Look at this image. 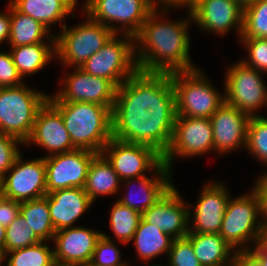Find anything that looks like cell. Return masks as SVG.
<instances>
[{"mask_svg":"<svg viewBox=\"0 0 267 266\" xmlns=\"http://www.w3.org/2000/svg\"><path fill=\"white\" fill-rule=\"evenodd\" d=\"M78 266H96V265H94L92 262H87Z\"/></svg>","mask_w":267,"mask_h":266,"instance_id":"obj_51","label":"cell"},{"mask_svg":"<svg viewBox=\"0 0 267 266\" xmlns=\"http://www.w3.org/2000/svg\"><path fill=\"white\" fill-rule=\"evenodd\" d=\"M167 257L170 264L167 266H202L194 253L191 241L187 237L174 239Z\"/></svg>","mask_w":267,"mask_h":266,"instance_id":"obj_38","label":"cell"},{"mask_svg":"<svg viewBox=\"0 0 267 266\" xmlns=\"http://www.w3.org/2000/svg\"><path fill=\"white\" fill-rule=\"evenodd\" d=\"M243 10L257 0H234Z\"/></svg>","mask_w":267,"mask_h":266,"instance_id":"obj_48","label":"cell"},{"mask_svg":"<svg viewBox=\"0 0 267 266\" xmlns=\"http://www.w3.org/2000/svg\"><path fill=\"white\" fill-rule=\"evenodd\" d=\"M46 41L11 47L13 63L22 78L41 71L50 60L56 57L55 39Z\"/></svg>","mask_w":267,"mask_h":266,"instance_id":"obj_27","label":"cell"},{"mask_svg":"<svg viewBox=\"0 0 267 266\" xmlns=\"http://www.w3.org/2000/svg\"><path fill=\"white\" fill-rule=\"evenodd\" d=\"M20 154L2 178L3 197L23 202L47 195L44 157L23 161Z\"/></svg>","mask_w":267,"mask_h":266,"instance_id":"obj_14","label":"cell"},{"mask_svg":"<svg viewBox=\"0 0 267 266\" xmlns=\"http://www.w3.org/2000/svg\"><path fill=\"white\" fill-rule=\"evenodd\" d=\"M176 116L170 73L137 71L116 89L112 138L151 146L163 156L171 143Z\"/></svg>","mask_w":267,"mask_h":266,"instance_id":"obj_1","label":"cell"},{"mask_svg":"<svg viewBox=\"0 0 267 266\" xmlns=\"http://www.w3.org/2000/svg\"><path fill=\"white\" fill-rule=\"evenodd\" d=\"M232 66V67H231ZM225 78V102L251 116L267 106V86L261 72L242 61L232 64Z\"/></svg>","mask_w":267,"mask_h":266,"instance_id":"obj_10","label":"cell"},{"mask_svg":"<svg viewBox=\"0 0 267 266\" xmlns=\"http://www.w3.org/2000/svg\"><path fill=\"white\" fill-rule=\"evenodd\" d=\"M64 120L76 149L102 153L112 139V108L91 102H50Z\"/></svg>","mask_w":267,"mask_h":266,"instance_id":"obj_3","label":"cell"},{"mask_svg":"<svg viewBox=\"0 0 267 266\" xmlns=\"http://www.w3.org/2000/svg\"><path fill=\"white\" fill-rule=\"evenodd\" d=\"M156 5H159L157 0H86L83 10L113 32L135 36ZM114 23H121L122 29Z\"/></svg>","mask_w":267,"mask_h":266,"instance_id":"obj_9","label":"cell"},{"mask_svg":"<svg viewBox=\"0 0 267 266\" xmlns=\"http://www.w3.org/2000/svg\"><path fill=\"white\" fill-rule=\"evenodd\" d=\"M210 119L216 153L223 155L246 147L248 114L224 102Z\"/></svg>","mask_w":267,"mask_h":266,"instance_id":"obj_20","label":"cell"},{"mask_svg":"<svg viewBox=\"0 0 267 266\" xmlns=\"http://www.w3.org/2000/svg\"><path fill=\"white\" fill-rule=\"evenodd\" d=\"M86 17L82 24L70 28L65 25L61 33L55 35L56 58L63 63L62 66L80 68L115 34L107 26L88 15Z\"/></svg>","mask_w":267,"mask_h":266,"instance_id":"obj_7","label":"cell"},{"mask_svg":"<svg viewBox=\"0 0 267 266\" xmlns=\"http://www.w3.org/2000/svg\"><path fill=\"white\" fill-rule=\"evenodd\" d=\"M6 260L7 266H56L54 249L46 241L7 252Z\"/></svg>","mask_w":267,"mask_h":266,"instance_id":"obj_31","label":"cell"},{"mask_svg":"<svg viewBox=\"0 0 267 266\" xmlns=\"http://www.w3.org/2000/svg\"><path fill=\"white\" fill-rule=\"evenodd\" d=\"M8 12L0 13V43H3L4 40L9 41V35H10V24H11V18H10V2L8 3Z\"/></svg>","mask_w":267,"mask_h":266,"instance_id":"obj_45","label":"cell"},{"mask_svg":"<svg viewBox=\"0 0 267 266\" xmlns=\"http://www.w3.org/2000/svg\"><path fill=\"white\" fill-rule=\"evenodd\" d=\"M100 231L75 226L57 231L52 242L55 244L54 259L57 266H78L92 259Z\"/></svg>","mask_w":267,"mask_h":266,"instance_id":"obj_19","label":"cell"},{"mask_svg":"<svg viewBox=\"0 0 267 266\" xmlns=\"http://www.w3.org/2000/svg\"><path fill=\"white\" fill-rule=\"evenodd\" d=\"M201 0H162L160 3L162 6L168 7L171 10L172 8L177 7H187V11H191Z\"/></svg>","mask_w":267,"mask_h":266,"instance_id":"obj_46","label":"cell"},{"mask_svg":"<svg viewBox=\"0 0 267 266\" xmlns=\"http://www.w3.org/2000/svg\"><path fill=\"white\" fill-rule=\"evenodd\" d=\"M102 154L112 164L121 182L145 176L146 171H155L162 155L145 144L127 143L112 138Z\"/></svg>","mask_w":267,"mask_h":266,"instance_id":"obj_12","label":"cell"},{"mask_svg":"<svg viewBox=\"0 0 267 266\" xmlns=\"http://www.w3.org/2000/svg\"><path fill=\"white\" fill-rule=\"evenodd\" d=\"M23 79L13 63L10 52L0 51V87L21 85Z\"/></svg>","mask_w":267,"mask_h":266,"instance_id":"obj_40","label":"cell"},{"mask_svg":"<svg viewBox=\"0 0 267 266\" xmlns=\"http://www.w3.org/2000/svg\"><path fill=\"white\" fill-rule=\"evenodd\" d=\"M10 18V47L45 42V37L55 39V35L50 34V30L41 22L19 12L11 3Z\"/></svg>","mask_w":267,"mask_h":266,"instance_id":"obj_29","label":"cell"},{"mask_svg":"<svg viewBox=\"0 0 267 266\" xmlns=\"http://www.w3.org/2000/svg\"><path fill=\"white\" fill-rule=\"evenodd\" d=\"M31 142L48 151L46 156L76 149L61 113L48 100L39 109L31 135L24 146L28 147Z\"/></svg>","mask_w":267,"mask_h":266,"instance_id":"obj_18","label":"cell"},{"mask_svg":"<svg viewBox=\"0 0 267 266\" xmlns=\"http://www.w3.org/2000/svg\"><path fill=\"white\" fill-rule=\"evenodd\" d=\"M200 194L193 214L189 210V222L192 221L189 232L219 234L230 193L222 182L211 181L203 186Z\"/></svg>","mask_w":267,"mask_h":266,"instance_id":"obj_16","label":"cell"},{"mask_svg":"<svg viewBox=\"0 0 267 266\" xmlns=\"http://www.w3.org/2000/svg\"><path fill=\"white\" fill-rule=\"evenodd\" d=\"M190 12L202 31L223 36L235 28L241 36L243 9L234 0H201Z\"/></svg>","mask_w":267,"mask_h":266,"instance_id":"obj_21","label":"cell"},{"mask_svg":"<svg viewBox=\"0 0 267 266\" xmlns=\"http://www.w3.org/2000/svg\"><path fill=\"white\" fill-rule=\"evenodd\" d=\"M257 177L255 186L253 187L254 191L258 194L260 200V214L261 221L265 232H267V172H264Z\"/></svg>","mask_w":267,"mask_h":266,"instance_id":"obj_42","label":"cell"},{"mask_svg":"<svg viewBox=\"0 0 267 266\" xmlns=\"http://www.w3.org/2000/svg\"><path fill=\"white\" fill-rule=\"evenodd\" d=\"M42 240L33 232L24 216L19 213L18 217L6 227L5 251L20 249L35 245Z\"/></svg>","mask_w":267,"mask_h":266,"instance_id":"obj_35","label":"cell"},{"mask_svg":"<svg viewBox=\"0 0 267 266\" xmlns=\"http://www.w3.org/2000/svg\"><path fill=\"white\" fill-rule=\"evenodd\" d=\"M78 0H10L9 2L21 13L41 22L47 29L59 22L63 28L64 19L78 4Z\"/></svg>","mask_w":267,"mask_h":266,"instance_id":"obj_24","label":"cell"},{"mask_svg":"<svg viewBox=\"0 0 267 266\" xmlns=\"http://www.w3.org/2000/svg\"><path fill=\"white\" fill-rule=\"evenodd\" d=\"M6 227L0 224V247H5Z\"/></svg>","mask_w":267,"mask_h":266,"instance_id":"obj_47","label":"cell"},{"mask_svg":"<svg viewBox=\"0 0 267 266\" xmlns=\"http://www.w3.org/2000/svg\"><path fill=\"white\" fill-rule=\"evenodd\" d=\"M179 192L172 186L141 217L149 224L157 226L173 239L186 237L189 232V208Z\"/></svg>","mask_w":267,"mask_h":266,"instance_id":"obj_17","label":"cell"},{"mask_svg":"<svg viewBox=\"0 0 267 266\" xmlns=\"http://www.w3.org/2000/svg\"><path fill=\"white\" fill-rule=\"evenodd\" d=\"M186 237L191 241L194 253L202 266L231 265L235 249L220 234L188 232Z\"/></svg>","mask_w":267,"mask_h":266,"instance_id":"obj_25","label":"cell"},{"mask_svg":"<svg viewBox=\"0 0 267 266\" xmlns=\"http://www.w3.org/2000/svg\"><path fill=\"white\" fill-rule=\"evenodd\" d=\"M158 7H161L160 10ZM158 7L150 13L134 36L138 71L172 73L197 68L192 64L189 52L191 44L188 26L189 21L193 22L191 12H188L187 19L167 22L164 15H167L169 8L161 4Z\"/></svg>","mask_w":267,"mask_h":266,"instance_id":"obj_2","label":"cell"},{"mask_svg":"<svg viewBox=\"0 0 267 266\" xmlns=\"http://www.w3.org/2000/svg\"><path fill=\"white\" fill-rule=\"evenodd\" d=\"M64 79V89L49 95V102H91L113 107L117 88L109 80L87 74L81 68H75Z\"/></svg>","mask_w":267,"mask_h":266,"instance_id":"obj_15","label":"cell"},{"mask_svg":"<svg viewBox=\"0 0 267 266\" xmlns=\"http://www.w3.org/2000/svg\"><path fill=\"white\" fill-rule=\"evenodd\" d=\"M255 249L250 251L260 260L263 266H267V232L255 243Z\"/></svg>","mask_w":267,"mask_h":266,"instance_id":"obj_44","label":"cell"},{"mask_svg":"<svg viewBox=\"0 0 267 266\" xmlns=\"http://www.w3.org/2000/svg\"><path fill=\"white\" fill-rule=\"evenodd\" d=\"M172 170H170L163 161H161L156 167H155V173L150 176H142L135 179H127L125 181V186L131 185L132 183L137 181V184L139 185L138 189L139 192L141 191V195H139V198L136 200L133 199L135 193L130 192L127 193V195H123V197L118 198L117 200L121 202L122 204L126 205L129 208H132L133 210L139 212L141 215L148 210L151 206H153L162 196L173 186L171 177H173L171 174ZM156 175V176H155ZM136 180V181H134ZM137 186V185H136ZM132 191V186H131ZM133 192V191H132ZM133 194V195H132ZM130 195V196H129ZM141 202V203H140Z\"/></svg>","mask_w":267,"mask_h":266,"instance_id":"obj_23","label":"cell"},{"mask_svg":"<svg viewBox=\"0 0 267 266\" xmlns=\"http://www.w3.org/2000/svg\"><path fill=\"white\" fill-rule=\"evenodd\" d=\"M176 114L181 117L210 118L225 102V94L213 88L200 69L172 72Z\"/></svg>","mask_w":267,"mask_h":266,"instance_id":"obj_5","label":"cell"},{"mask_svg":"<svg viewBox=\"0 0 267 266\" xmlns=\"http://www.w3.org/2000/svg\"><path fill=\"white\" fill-rule=\"evenodd\" d=\"M18 145H24V143L12 135L0 133V179L5 176L21 154Z\"/></svg>","mask_w":267,"mask_h":266,"instance_id":"obj_39","label":"cell"},{"mask_svg":"<svg viewBox=\"0 0 267 266\" xmlns=\"http://www.w3.org/2000/svg\"><path fill=\"white\" fill-rule=\"evenodd\" d=\"M20 213L42 241L53 240L56 231L50 218L47 195L39 199L21 202Z\"/></svg>","mask_w":267,"mask_h":266,"instance_id":"obj_30","label":"cell"},{"mask_svg":"<svg viewBox=\"0 0 267 266\" xmlns=\"http://www.w3.org/2000/svg\"><path fill=\"white\" fill-rule=\"evenodd\" d=\"M49 213L55 231L75 227L80 216L89 209L93 202L84 188H66L47 194Z\"/></svg>","mask_w":267,"mask_h":266,"instance_id":"obj_22","label":"cell"},{"mask_svg":"<svg viewBox=\"0 0 267 266\" xmlns=\"http://www.w3.org/2000/svg\"><path fill=\"white\" fill-rule=\"evenodd\" d=\"M141 214L127 207L118 200L114 202L110 212V228L118 242L127 244L133 238L138 227Z\"/></svg>","mask_w":267,"mask_h":266,"instance_id":"obj_32","label":"cell"},{"mask_svg":"<svg viewBox=\"0 0 267 266\" xmlns=\"http://www.w3.org/2000/svg\"><path fill=\"white\" fill-rule=\"evenodd\" d=\"M231 198L219 234L235 251L250 250L248 243L252 241L255 244L265 233L262 221L259 220L261 214L258 194L252 188L248 194Z\"/></svg>","mask_w":267,"mask_h":266,"instance_id":"obj_6","label":"cell"},{"mask_svg":"<svg viewBox=\"0 0 267 266\" xmlns=\"http://www.w3.org/2000/svg\"><path fill=\"white\" fill-rule=\"evenodd\" d=\"M21 202L2 197L0 199V224L4 227L10 225L20 213Z\"/></svg>","mask_w":267,"mask_h":266,"instance_id":"obj_41","label":"cell"},{"mask_svg":"<svg viewBox=\"0 0 267 266\" xmlns=\"http://www.w3.org/2000/svg\"><path fill=\"white\" fill-rule=\"evenodd\" d=\"M120 178L114 171L112 164L102 154H97L91 161L84 191L90 200L94 201L105 195H114L120 191Z\"/></svg>","mask_w":267,"mask_h":266,"instance_id":"obj_26","label":"cell"},{"mask_svg":"<svg viewBox=\"0 0 267 266\" xmlns=\"http://www.w3.org/2000/svg\"><path fill=\"white\" fill-rule=\"evenodd\" d=\"M245 149L267 167V117H264V115L250 117Z\"/></svg>","mask_w":267,"mask_h":266,"instance_id":"obj_34","label":"cell"},{"mask_svg":"<svg viewBox=\"0 0 267 266\" xmlns=\"http://www.w3.org/2000/svg\"><path fill=\"white\" fill-rule=\"evenodd\" d=\"M49 94L18 86L0 87V133L12 135L23 143L30 137L37 113Z\"/></svg>","mask_w":267,"mask_h":266,"instance_id":"obj_4","label":"cell"},{"mask_svg":"<svg viewBox=\"0 0 267 266\" xmlns=\"http://www.w3.org/2000/svg\"><path fill=\"white\" fill-rule=\"evenodd\" d=\"M240 38H267V0H257L243 10Z\"/></svg>","mask_w":267,"mask_h":266,"instance_id":"obj_33","label":"cell"},{"mask_svg":"<svg viewBox=\"0 0 267 266\" xmlns=\"http://www.w3.org/2000/svg\"><path fill=\"white\" fill-rule=\"evenodd\" d=\"M115 33L80 67L85 73L109 80L116 88L137 71L134 36ZM119 38V39H118Z\"/></svg>","mask_w":267,"mask_h":266,"instance_id":"obj_8","label":"cell"},{"mask_svg":"<svg viewBox=\"0 0 267 266\" xmlns=\"http://www.w3.org/2000/svg\"><path fill=\"white\" fill-rule=\"evenodd\" d=\"M3 197V183L2 179H0V199Z\"/></svg>","mask_w":267,"mask_h":266,"instance_id":"obj_50","label":"cell"},{"mask_svg":"<svg viewBox=\"0 0 267 266\" xmlns=\"http://www.w3.org/2000/svg\"><path fill=\"white\" fill-rule=\"evenodd\" d=\"M173 240L157 226L147 223L142 217L132 238L137 255L140 260L146 262L162 254L168 255Z\"/></svg>","mask_w":267,"mask_h":266,"instance_id":"obj_28","label":"cell"},{"mask_svg":"<svg viewBox=\"0 0 267 266\" xmlns=\"http://www.w3.org/2000/svg\"><path fill=\"white\" fill-rule=\"evenodd\" d=\"M247 47L248 58L241 59L246 66L259 72H267V38H239Z\"/></svg>","mask_w":267,"mask_h":266,"instance_id":"obj_37","label":"cell"},{"mask_svg":"<svg viewBox=\"0 0 267 266\" xmlns=\"http://www.w3.org/2000/svg\"><path fill=\"white\" fill-rule=\"evenodd\" d=\"M6 260V251L5 248L0 247V266H2V262Z\"/></svg>","mask_w":267,"mask_h":266,"instance_id":"obj_49","label":"cell"},{"mask_svg":"<svg viewBox=\"0 0 267 266\" xmlns=\"http://www.w3.org/2000/svg\"><path fill=\"white\" fill-rule=\"evenodd\" d=\"M113 239L108 234L102 233L92 255V262L96 266H128L126 261H121V253Z\"/></svg>","mask_w":267,"mask_h":266,"instance_id":"obj_36","label":"cell"},{"mask_svg":"<svg viewBox=\"0 0 267 266\" xmlns=\"http://www.w3.org/2000/svg\"><path fill=\"white\" fill-rule=\"evenodd\" d=\"M231 266H263L250 250H237L233 255Z\"/></svg>","mask_w":267,"mask_h":266,"instance_id":"obj_43","label":"cell"},{"mask_svg":"<svg viewBox=\"0 0 267 266\" xmlns=\"http://www.w3.org/2000/svg\"><path fill=\"white\" fill-rule=\"evenodd\" d=\"M97 153L86 149L44 156L46 192L71 187L84 188L92 159Z\"/></svg>","mask_w":267,"mask_h":266,"instance_id":"obj_13","label":"cell"},{"mask_svg":"<svg viewBox=\"0 0 267 266\" xmlns=\"http://www.w3.org/2000/svg\"><path fill=\"white\" fill-rule=\"evenodd\" d=\"M214 151L210 118L176 116L171 143L162 156L164 164L172 170L174 157H195Z\"/></svg>","mask_w":267,"mask_h":266,"instance_id":"obj_11","label":"cell"}]
</instances>
